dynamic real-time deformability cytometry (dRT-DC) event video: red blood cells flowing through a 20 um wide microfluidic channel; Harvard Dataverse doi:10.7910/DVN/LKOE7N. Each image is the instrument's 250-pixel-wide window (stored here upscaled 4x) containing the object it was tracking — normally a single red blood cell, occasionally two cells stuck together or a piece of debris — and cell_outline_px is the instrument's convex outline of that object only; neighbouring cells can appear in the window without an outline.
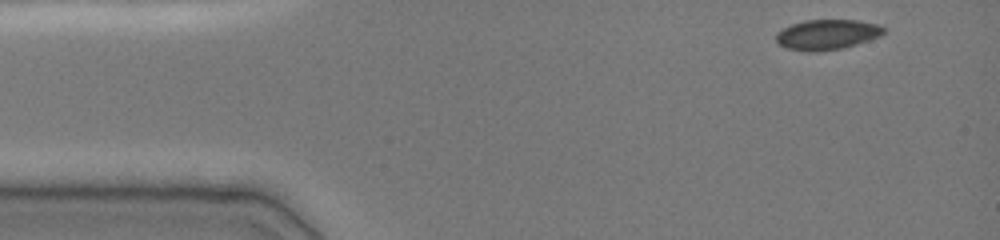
{"species": "common noctule bat (a hibernating species)", "species_latin": "Nyctalus noctula", "temperature_condition": "cold", "stored_images_in_passage": 38, "camera_frame_rate_fps": 3000, "um_per_image_px": 0.085, "animal": {"sex": "female", "body_mass_g": 19.0, "forearm_length_mm": 51.5}, "frame": {"image": 1, "passage_image": 1, "time_ms": 0.0, "image_size_px": [1000, 240], "cell_outline_px": [[884, 32], [880, 36], [844, 48], [816, 52], [808, 52], [788, 48], [780, 44], [776, 40], [776, 32], [792, 24], [804, 20], [856, 20], [876, 24], [884, 28]], "centroid_in_image_um": [70.28, 2.94], "position_along_channel_um": 14.7, "area_um2": 18.79}}
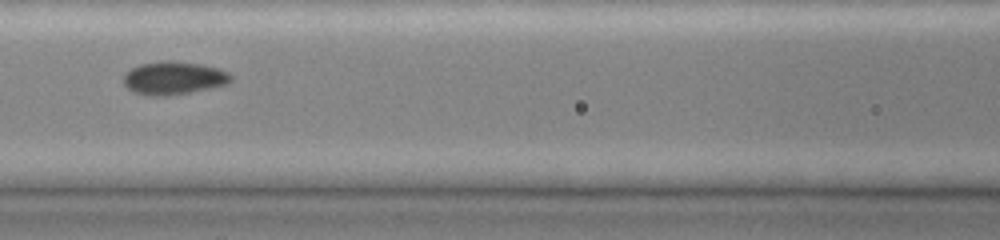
{"frame": {"image": 2, "passage_image": 15, "time_ms": 5.667, "image_size_px": [1000, 240], "cell_outline_px": [[232, 80], [228, 84], [168, 96], [152, 96], [132, 92], [124, 84], [124, 72], [140, 64], [164, 60], [176, 60], [200, 64], [216, 68], [228, 72], [232, 76]], "centroid_in_image_um": [14.74, 6.62], "position_along_channel_um": 151.9, "area_um2": 20.75}}
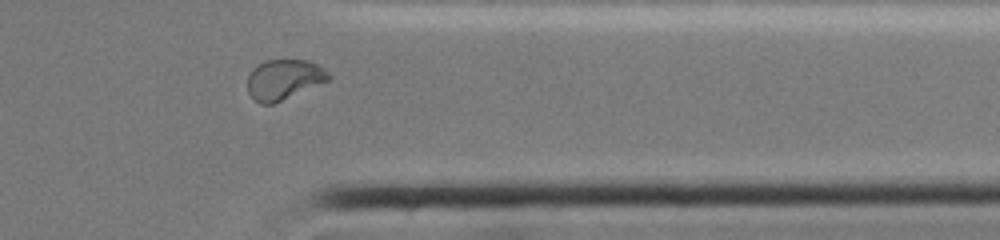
{"frame": {"image": 3, "passage_image": 33, "time_ms": 11.667, "image_size_px": [1000, 240], "cell_outline_px": [[332, 76], [328, 80], [272, 104], [260, 104], [248, 92], [248, 76], [252, 68], [268, 60], [308, 60], [324, 68]], "centroid_in_image_um": [24.12, 6.74], "position_along_channel_um": 387.3, "area_um2": 18.61}}